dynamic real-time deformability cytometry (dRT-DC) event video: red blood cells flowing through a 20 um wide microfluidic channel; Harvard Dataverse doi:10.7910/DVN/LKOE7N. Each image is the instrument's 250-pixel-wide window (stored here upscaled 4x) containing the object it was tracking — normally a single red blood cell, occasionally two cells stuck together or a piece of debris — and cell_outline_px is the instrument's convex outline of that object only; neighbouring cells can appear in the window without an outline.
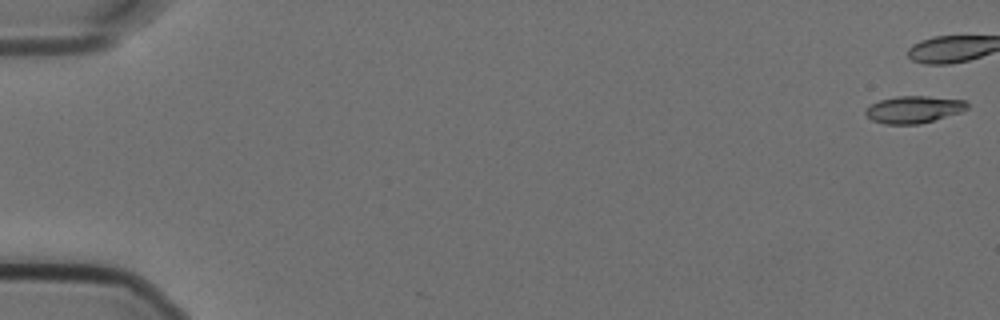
{"species": "Egyptian fruit bat (a non-hibernating species)", "species_latin": "Rousettus aegyptiacus", "temperature_condition": "cold", "stored_images_in_passage": 15, "camera_frame_rate_fps": 3000, "um_per_image_px": 0.085, "animal": {"sex": "female"}, "frame": {"image": 1, "passage_image": 1, "time_ms": 0.0, "image_size_px": [1000, 320], "cell_outline_px": [[968, 108], [960, 112], [920, 124], [884, 124], [872, 120], [864, 112], [872, 104], [880, 100], [896, 96], [928, 96], [964, 100], [968, 104]], "centroid_in_image_um": [77.67, 9.3], "position_along_channel_um": 7.3, "area_um2": 15.9}}